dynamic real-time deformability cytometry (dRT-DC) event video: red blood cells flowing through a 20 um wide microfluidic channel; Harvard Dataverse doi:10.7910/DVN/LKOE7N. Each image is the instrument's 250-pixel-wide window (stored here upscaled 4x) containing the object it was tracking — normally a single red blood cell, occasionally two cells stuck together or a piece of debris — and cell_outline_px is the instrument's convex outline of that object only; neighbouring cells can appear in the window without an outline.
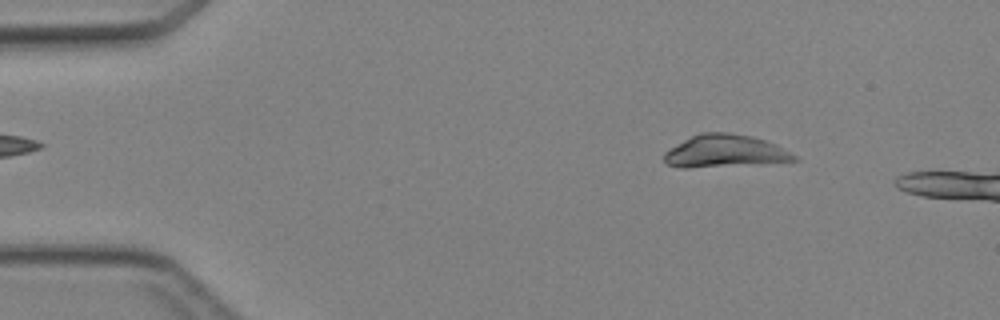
{"species": "Egyptian fruit bat (a non-hibernating species)", "species_latin": "Rousettus aegyptiacus", "temperature_condition": "cold", "stored_images_in_passage": 10, "camera_frame_rate_fps": 3000, "um_per_image_px": 0.085, "animal": {"sex": "female"}, "frame": {"image": 1, "passage_image": 4, "time_ms": 1.0, "image_size_px": [1000, 320], "cell_outline_px": [[800, 160], [688, 168], [680, 168], [668, 164], [664, 160], [664, 152], [684, 140], [700, 132], [728, 132], [752, 136], [776, 144], [796, 156]], "centroid_in_image_um": [61.58, 12.84], "position_along_channel_um": 23.4, "area_um2": 24.22}}